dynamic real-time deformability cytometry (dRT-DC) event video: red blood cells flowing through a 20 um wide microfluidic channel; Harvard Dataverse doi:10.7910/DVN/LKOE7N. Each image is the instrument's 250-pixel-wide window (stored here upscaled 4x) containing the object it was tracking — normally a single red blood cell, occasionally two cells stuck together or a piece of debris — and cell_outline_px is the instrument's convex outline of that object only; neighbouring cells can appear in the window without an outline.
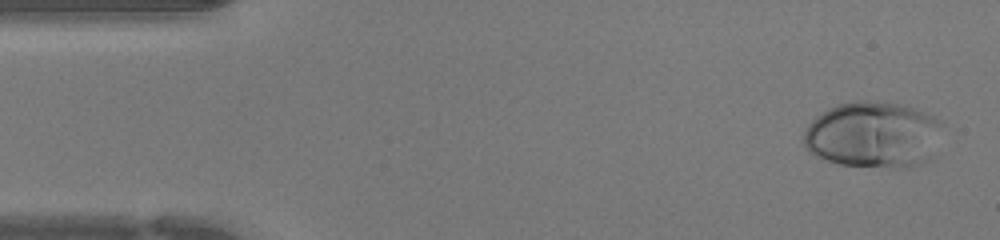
{"species": "human", "species_latin": "Homo sapiens", "temperature_condition": "warm", "stored_images_in_passage": 44, "camera_frame_rate_fps": 3000, "um_per_image_px": 0.085, "donor": {"sex": "female"}, "frame": {"image": 1, "passage_image": 2, "time_ms": 0.333, "image_size_px": [1000, 240], "cell_outline_px": [[944, 124], [932, 160], [908, 168], [892, 168], [840, 164], [816, 156], [808, 152], [804, 144], [804, 132], [808, 124], [816, 116], [840, 104], [852, 100], [868, 100], [900, 104], [924, 112], [940, 120]], "centroid_in_image_um": [74.27, 11.47], "position_along_channel_um": 10.7, "area_um2": 54.1}}
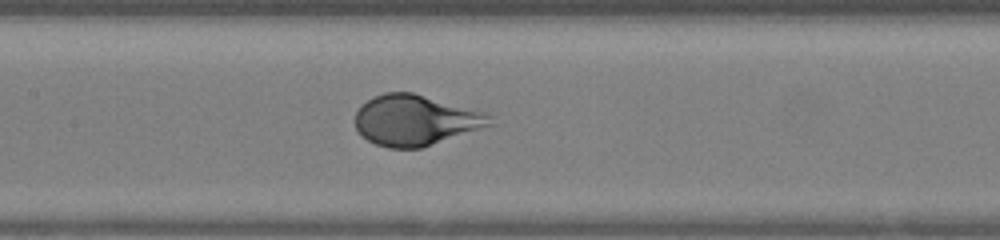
{"frame": {"image": 2, "passage_image": 20, "time_ms": 6.333, "image_size_px": [1000, 240], "cell_outline_px": [[496, 124], [420, 148], [388, 148], [376, 144], [368, 140], [356, 128], [356, 112], [372, 96], [384, 92], [412, 92], [484, 112], [492, 116]], "centroid_in_image_um": [35.34, 10.22], "position_along_channel_um": 172.1, "area_um2": 39.48}}
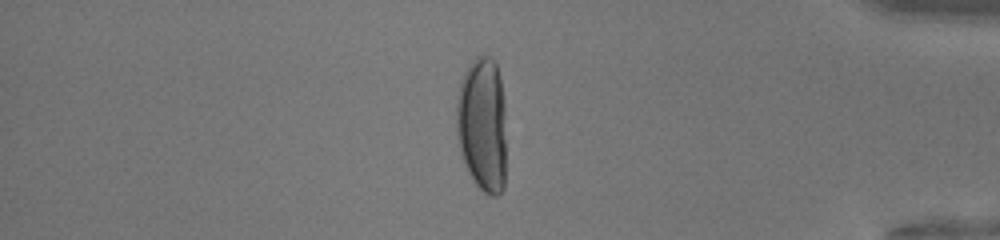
{"frame": {"image": 3, "passage_image": 37, "time_ms": 12.0, "image_size_px": [1000, 240], "cell_outline_px": [[504, 188], [496, 196], [492, 196], [484, 192], [472, 180], [464, 164], [460, 152], [456, 132], [456, 100], [460, 80], [468, 64], [476, 56], [488, 56], [496, 64], [500, 76], [504, 100]], "centroid_in_image_um": [40.97, 10.56], "position_along_channel_um": 394.2, "area_um2": 39.59}}